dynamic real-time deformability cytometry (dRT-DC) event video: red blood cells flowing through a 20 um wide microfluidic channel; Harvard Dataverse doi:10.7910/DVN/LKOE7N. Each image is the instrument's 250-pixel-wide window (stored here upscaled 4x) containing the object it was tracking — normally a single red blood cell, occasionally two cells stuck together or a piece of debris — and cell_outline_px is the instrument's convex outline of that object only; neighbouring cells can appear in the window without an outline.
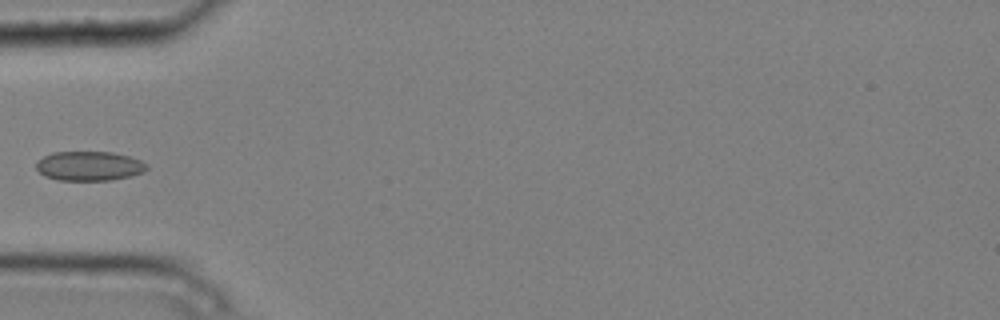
{"species": "common noctule bat (a hibernating species)", "species_latin": "Nyctalus noctula", "temperature_condition": "cold", "stored_images_in_passage": 6, "camera_frame_rate_fps": 3000, "um_per_image_px": 0.085, "animal": {"sex": "male", "body_mass_g": 20.4}, "frame": {"image": 1, "passage_image": 2, "time_ms": 0.333, "image_size_px": [1000, 320], "cell_outline_px": [[148, 168], [144, 172], [132, 176], [112, 180], [56, 180], [44, 176], [36, 168], [36, 160], [52, 152], [112, 152], [128, 156], [140, 160], [148, 164]], "centroid_in_image_um": [7.58, 14.11], "position_along_channel_um": 77.4, "area_um2": 19.13}}
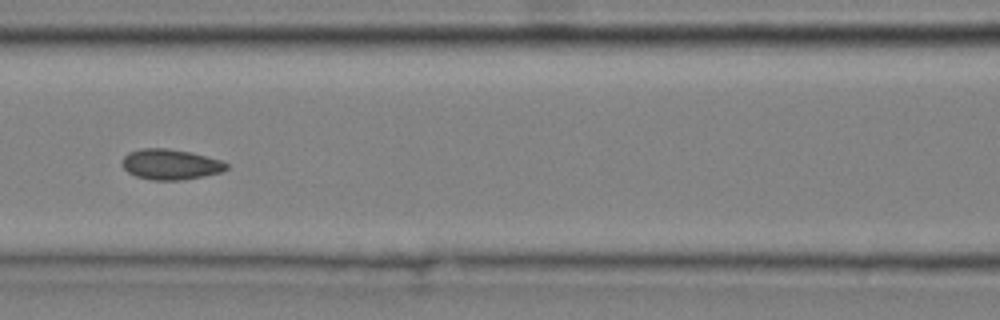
{"frame": {"image": 2, "passage_image": 4, "time_ms": 1.0, "image_size_px": [1000, 320], "cell_outline_px": [[228, 168], [224, 172], [184, 180], [152, 180], [136, 176], [128, 172], [124, 168], [124, 156], [128, 152], [140, 148], [164, 148], [192, 152], [220, 160], [228, 164]], "centroid_in_image_um": [14.53, 13.97], "position_along_channel_um": 152.1, "area_um2": 18.55}}
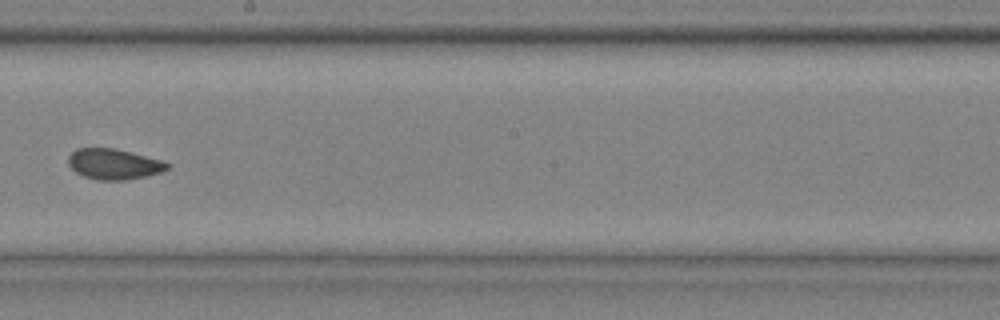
{"frame": {"image": 3, "passage_image": 6, "time_ms": 1.667, "image_size_px": [1000, 320], "cell_outline_px": [[172, 164], [168, 168], [160, 172], [144, 176], [124, 180], [100, 180], [84, 176], [76, 172], [68, 164], [68, 156], [76, 148], [116, 148], [132, 152], [160, 160]], "centroid_in_image_um": [9.66, 13.93], "position_along_channel_um": 238.5, "area_um2": 17.51}}